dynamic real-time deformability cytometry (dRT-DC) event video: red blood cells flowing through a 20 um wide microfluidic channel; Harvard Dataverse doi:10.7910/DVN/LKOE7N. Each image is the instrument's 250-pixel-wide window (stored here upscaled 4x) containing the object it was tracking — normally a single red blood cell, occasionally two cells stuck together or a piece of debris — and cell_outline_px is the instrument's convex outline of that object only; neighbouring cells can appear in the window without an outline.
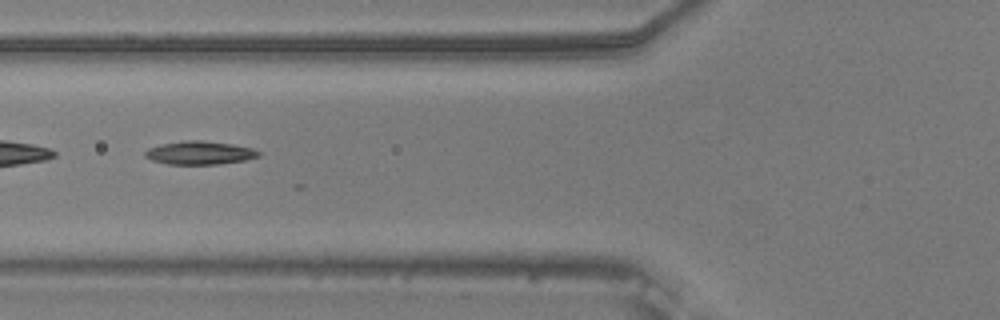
{"species": "common noctule bat (a hibernating species)", "species_latin": "Nyctalus noctula", "temperature_condition": "warm", "stored_images_in_passage": 45, "segment_of_instrument_passage": [2, 2], "camera_frame_rate_fps": 3000, "um_per_image_px": 0.085, "animal": {"sex": "male", "body_mass_g": 20.5, "forearm_length_mm": 52.5}, "frame": {"image": 1, "passage_image": 21, "time_ms": 6.667, "image_size_px": [1000, 320], "cell_outline_px": [[260, 156], [244, 160], [216, 164], [168, 164], [152, 160], [144, 156], [144, 152], [148, 148], [164, 144], [184, 140], [200, 140], [232, 144], [252, 148], [260, 152]], "centroid_in_image_um": [16.96, 12.99], "position_along_channel_um": 108.8, "area_um2": 15.26}}
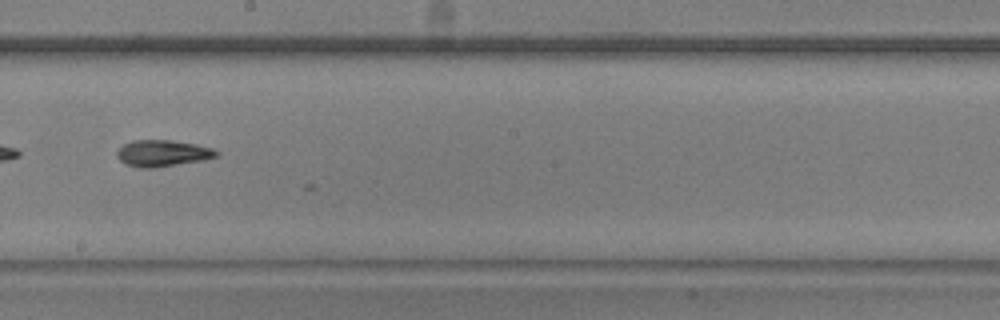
{"frame": {"image": 2, "passage_image": 31, "time_ms": 10.0, "image_size_px": [1000, 320], "cell_outline_px": [[220, 152], [216, 156], [204, 160], [156, 168], [140, 168], [124, 164], [116, 156], [116, 152], [124, 144], [132, 140], [168, 140], [196, 144], [212, 148]], "centroid_in_image_um": [13.8, 13.04], "position_along_channel_um": 234.4, "area_um2": 15.43}}
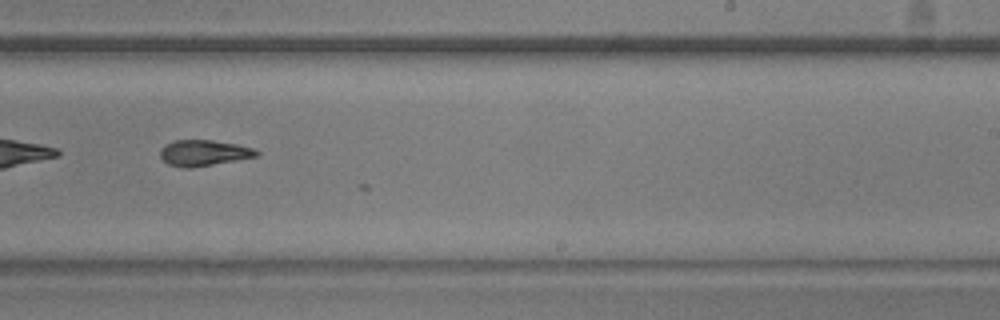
{"frame": {"image": 3, "passage_image": 34, "time_ms": 11.0, "image_size_px": [1000, 320], "cell_outline_px": [[260, 156], [192, 168], [184, 168], [168, 164], [160, 156], [160, 148], [164, 144], [172, 140], [212, 140], [236, 144], [256, 148], [260, 152]], "centroid_in_image_um": [17.34, 12.99], "position_along_channel_um": 271.7, "area_um2": 14.8}}